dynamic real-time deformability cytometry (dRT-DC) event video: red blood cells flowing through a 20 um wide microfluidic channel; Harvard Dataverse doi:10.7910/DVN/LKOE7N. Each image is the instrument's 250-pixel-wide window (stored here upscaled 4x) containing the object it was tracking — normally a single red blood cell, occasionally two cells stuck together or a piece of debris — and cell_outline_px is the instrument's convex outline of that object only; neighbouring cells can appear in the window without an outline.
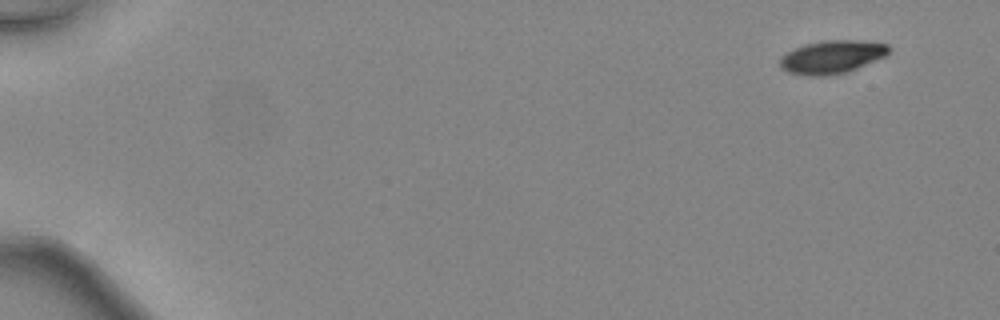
{"species": "common noctule bat (a hibernating species)", "species_latin": "Nyctalus noctula", "temperature_condition": "warm", "stored_images_in_passage": 45, "camera_frame_rate_fps": 3000, "um_per_image_px": 0.085, "animal": {"sex": "female", "body_mass_g": 24.6, "forearm_length_mm": 56.2}, "frame": {"image": 1, "passage_image": 1, "time_ms": 0.0, "image_size_px": [1000, 320], "cell_outline_px": [[892, 48], [884, 56], [848, 72], [824, 76], [808, 76], [788, 72], [780, 68], [780, 56], [804, 44], [828, 40], [856, 40], [888, 44]], "centroid_in_image_um": [70.7, 4.84], "position_along_channel_um": 14.3, "area_um2": 20.92}}
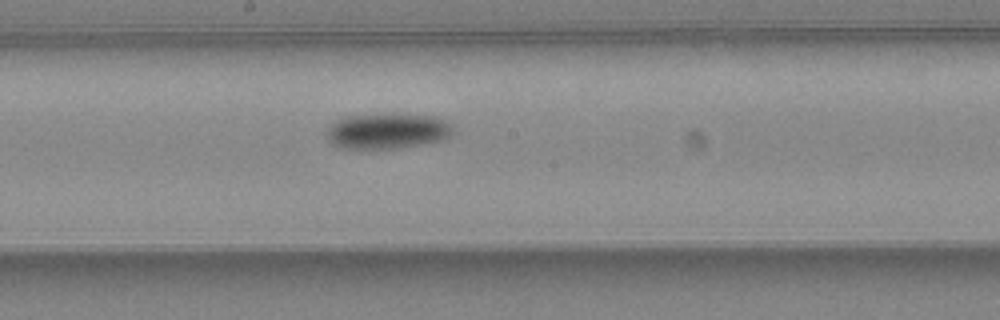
{"frame": {"image": 2, "passage_image": 25, "time_ms": 8.0, "image_size_px": [1000, 320], "cell_outline_px": [[452, 132], [444, 140], [424, 144], [400, 148], [340, 148], [332, 144], [328, 136], [328, 128], [336, 120], [348, 116], [392, 112], [436, 116], [448, 120], [452, 124]], "centroid_in_image_um": [32.99, 11.1], "position_along_channel_um": 215.2, "area_um2": 26.7}}
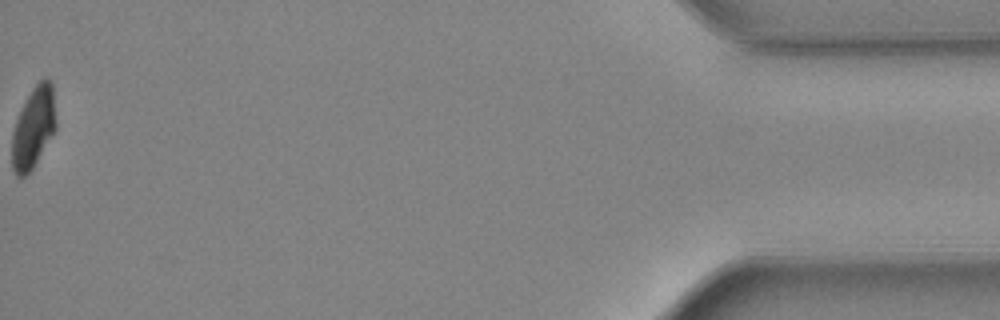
{"frame": {"image": 3, "passage_image": 45, "time_ms": 14.667, "image_size_px": [1000, 320], "cell_outline_px": [[56, 128], [32, 168], [24, 176], [16, 176], [12, 168], [12, 132], [16, 120], [32, 88], [44, 76], [48, 76], [52, 80], [56, 120]], "centroid_in_image_um": [2.85, 10.79], "position_along_channel_um": 432.3, "area_um2": 20.63}, "authors_computed_cell_mechanics": {"area_um2": 23.8136, "velocity_mm_per_s": 4.5589, "shape_relaxation_time_tau1_ms": 2.426, "shape_relaxation_time_tau2_ms": null, "deformation_change_tau1": 0.1052, "deformation_change_tau2": null}}